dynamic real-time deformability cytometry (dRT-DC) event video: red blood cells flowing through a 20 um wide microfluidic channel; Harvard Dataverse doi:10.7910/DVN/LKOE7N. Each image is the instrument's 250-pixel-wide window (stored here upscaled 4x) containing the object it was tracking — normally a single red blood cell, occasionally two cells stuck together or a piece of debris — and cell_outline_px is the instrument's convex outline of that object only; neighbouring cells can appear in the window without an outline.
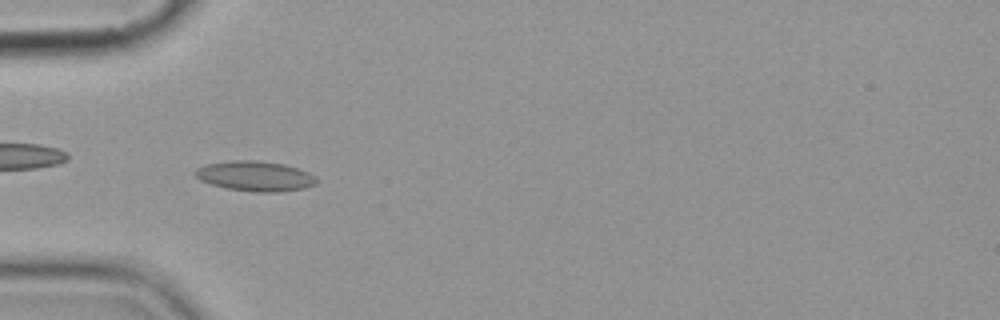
{"species": "common noctule bat (a hibernating species)", "species_latin": "Nyctalus noctula", "temperature_condition": "cold", "stored_images_in_passage": 6, "camera_frame_rate_fps": 3000, "um_per_image_px": 0.085, "animal": {"sex": "female", "body_mass_g": 19.9}, "frame": {"image": 1, "passage_image": 5, "time_ms": 5.667, "image_size_px": [1000, 320], "cell_outline_px": [[316, 184], [304, 188], [276, 192], [256, 192], [228, 188], [212, 184], [200, 180], [192, 172], [196, 168], [204, 164], [228, 160], [256, 160], [284, 164], [308, 172], [316, 180]], "centroid_in_image_um": [21.62, 14.95], "position_along_channel_um": 63.4, "area_um2": 21.15}}
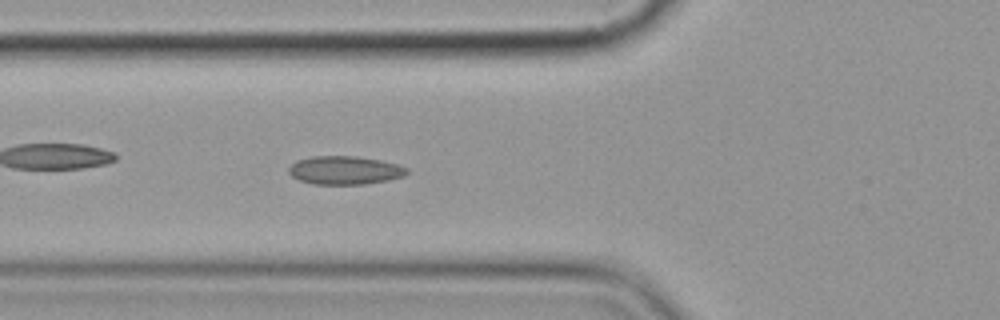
{"frame": {"image": 2, "passage_image": 6, "time_ms": 6.667, "image_size_px": [1000, 320], "cell_outline_px": [[408, 172], [404, 176], [388, 180], [364, 184], [312, 184], [300, 180], [292, 176], [288, 172], [288, 168], [296, 160], [312, 156], [356, 156], [380, 160], [400, 164], [408, 168]], "centroid_in_image_um": [29.32, 14.46], "position_along_channel_um": 96.5, "area_um2": 19.65}}